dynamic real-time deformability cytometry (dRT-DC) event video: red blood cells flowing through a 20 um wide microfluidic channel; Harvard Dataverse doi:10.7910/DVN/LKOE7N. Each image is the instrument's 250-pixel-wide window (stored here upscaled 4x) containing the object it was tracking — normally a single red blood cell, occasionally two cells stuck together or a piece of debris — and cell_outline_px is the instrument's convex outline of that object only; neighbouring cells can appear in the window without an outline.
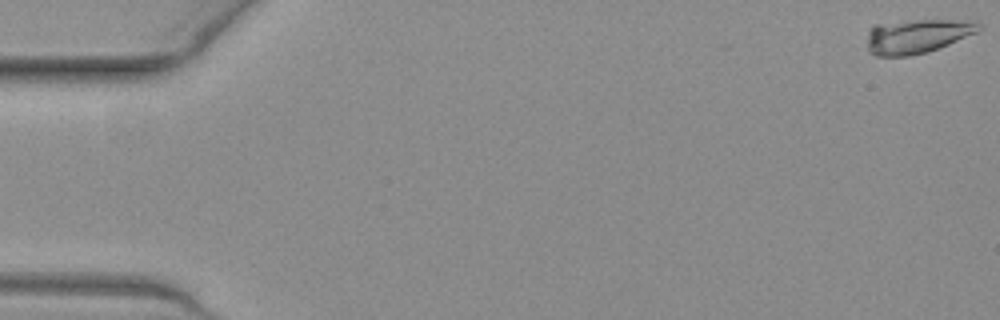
{"species": "common noctule bat (a hibernating species)", "species_latin": "Nyctalus noctula", "temperature_condition": "warm", "stored_images_in_passage": 10, "camera_frame_rate_fps": 3000, "um_per_image_px": 0.085, "animal": {"sex": "female", "body_mass_g": 19.3, "forearm_length_mm": 54.1}, "frame": {"image": 1, "passage_image": 1, "time_ms": 0.0, "image_size_px": [1000, 320], "cell_outline_px": [[984, 28], [976, 32], [948, 44], [924, 52], [908, 56], [876, 56], [868, 52], [868, 32], [872, 24], [916, 20], [948, 20], [984, 24]], "centroid_in_image_um": [77.89, 3.07], "position_along_channel_um": 7.1, "area_um2": 21.91}}